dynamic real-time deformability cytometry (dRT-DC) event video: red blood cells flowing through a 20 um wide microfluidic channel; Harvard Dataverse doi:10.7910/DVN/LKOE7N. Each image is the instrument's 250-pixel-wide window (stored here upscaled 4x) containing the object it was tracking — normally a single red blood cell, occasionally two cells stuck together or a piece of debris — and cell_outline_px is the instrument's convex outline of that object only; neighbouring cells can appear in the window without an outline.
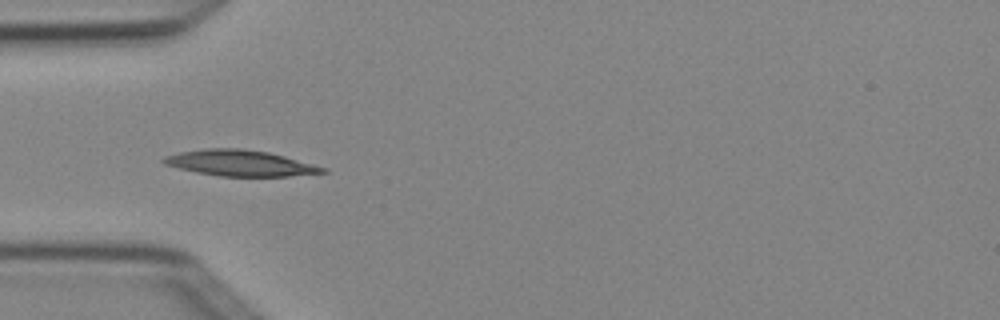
{"species": "Egyptian fruit bat (a non-hibernating species)", "species_latin": "Rousettus aegyptiacus", "temperature_condition": "cold", "stored_images_in_passage": 4, "camera_frame_rate_fps": 3000, "um_per_image_px": 0.085, "animal": {"sex": "female"}, "frame": {"image": 1, "passage_image": 1, "time_ms": 0.0, "image_size_px": [1000, 320], "cell_outline_px": [[328, 172], [288, 176], [220, 176], [196, 172], [164, 164], [160, 160], [164, 156], [180, 152], [204, 148], [240, 148], [268, 152], [284, 156], [328, 168]], "centroid_in_image_um": [20.4, 13.86], "position_along_channel_um": 64.6, "area_um2": 23.93}}
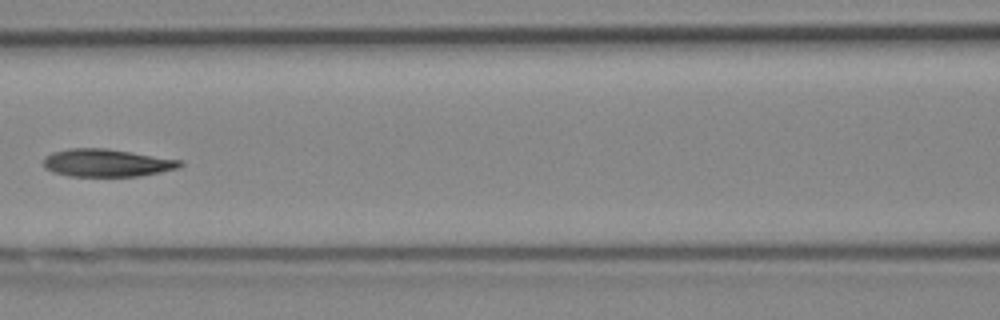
{"frame": {"image": 2, "passage_image": 3, "time_ms": 0.667, "image_size_px": [1000, 320], "cell_outline_px": [[184, 164], [180, 168], [140, 176], [68, 176], [52, 172], [44, 168], [44, 156], [52, 152], [68, 148], [104, 148], [132, 152], [184, 160]], "centroid_in_image_um": [9.09, 13.84], "position_along_channel_um": 157.5, "area_um2": 22.31}}
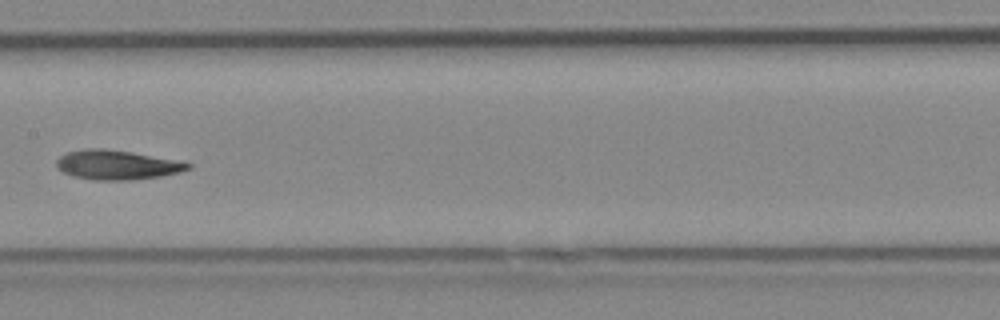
{"frame": {"image": 3, "passage_image": 4, "time_ms": 1.0, "image_size_px": [1000, 320], "cell_outline_px": [[192, 168], [180, 172], [160, 176], [132, 180], [92, 180], [72, 176], [64, 172], [56, 164], [56, 160], [60, 156], [68, 152], [84, 148], [104, 148], [132, 152], [180, 160], [192, 164]], "centroid_in_image_um": [9.97, 14.01], "position_along_channel_um": 197.4, "area_um2": 22.72}}